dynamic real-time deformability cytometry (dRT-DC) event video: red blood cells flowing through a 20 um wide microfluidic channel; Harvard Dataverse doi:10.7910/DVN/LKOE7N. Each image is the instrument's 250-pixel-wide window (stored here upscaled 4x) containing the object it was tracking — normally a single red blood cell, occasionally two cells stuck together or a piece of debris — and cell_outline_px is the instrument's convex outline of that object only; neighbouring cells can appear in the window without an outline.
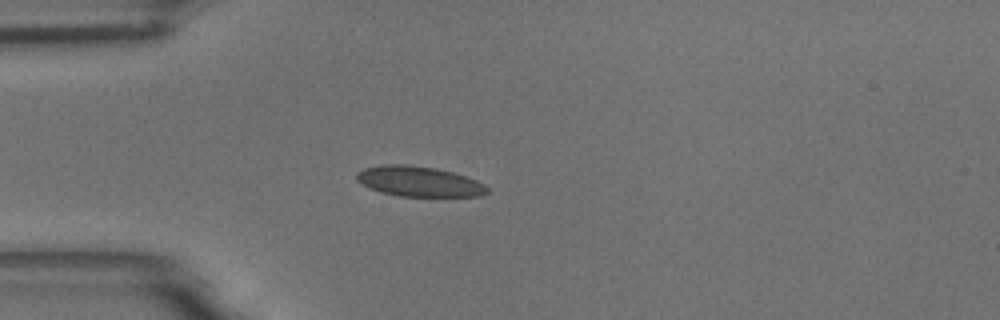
{"species": "common noctule bat (a hibernating species)", "species_latin": "Nyctalus noctula", "temperature_condition": "room temperature", "stored_images_in_passage": 4, "camera_frame_rate_fps": 3000, "um_per_image_px": 0.085, "animal": {"sex": "male", "body_mass_g": 18.8}, "frame": {"image": 1, "passage_image": 3, "time_ms": 3.333, "image_size_px": [1000, 320], "cell_outline_px": [[488, 192], [480, 196], [400, 196], [380, 192], [368, 188], [356, 180], [356, 172], [364, 168], [384, 164], [404, 164], [436, 168], [452, 172], [476, 180], [484, 184], [488, 188]], "centroid_in_image_um": [35.57, 15.42], "position_along_channel_um": 49.4, "area_um2": 23.0}}